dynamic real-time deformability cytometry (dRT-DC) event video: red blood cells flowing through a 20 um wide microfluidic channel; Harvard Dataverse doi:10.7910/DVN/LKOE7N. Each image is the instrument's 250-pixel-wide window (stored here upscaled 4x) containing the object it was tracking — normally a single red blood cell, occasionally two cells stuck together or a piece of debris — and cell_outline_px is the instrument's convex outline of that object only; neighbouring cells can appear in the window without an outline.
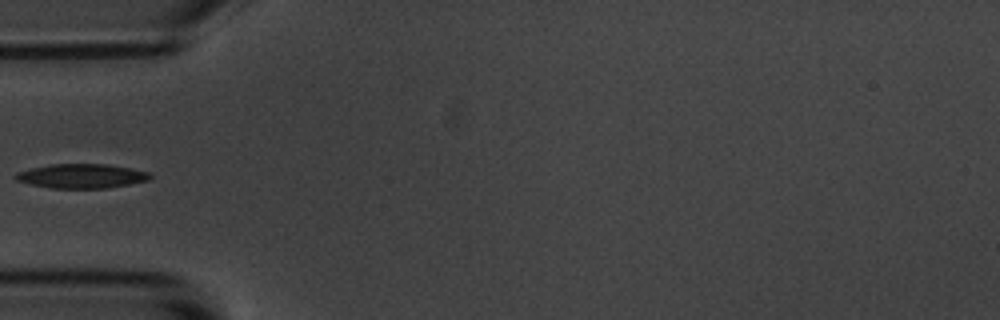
{"species": "common noctule bat (a hibernating species)", "species_latin": "Nyctalus noctula", "temperature_condition": "room temperature", "stored_images_in_passage": 5, "camera_frame_rate_fps": 3000, "um_per_image_px": 0.085, "animal": {"sex": "male", "body_mass_g": 20.1, "forearm_length_mm": 53.5}, "frame": {"image": 1, "passage_image": 5, "time_ms": 5.667, "image_size_px": [1000, 320], "cell_outline_px": [[152, 176], [148, 180], [128, 184], [104, 188], [52, 188], [32, 184], [16, 180], [16, 172], [32, 168], [52, 164], [108, 164], [148, 172]], "centroid_in_image_um": [6.93, 14.96], "position_along_channel_um": 78.1, "area_um2": 18.67}}